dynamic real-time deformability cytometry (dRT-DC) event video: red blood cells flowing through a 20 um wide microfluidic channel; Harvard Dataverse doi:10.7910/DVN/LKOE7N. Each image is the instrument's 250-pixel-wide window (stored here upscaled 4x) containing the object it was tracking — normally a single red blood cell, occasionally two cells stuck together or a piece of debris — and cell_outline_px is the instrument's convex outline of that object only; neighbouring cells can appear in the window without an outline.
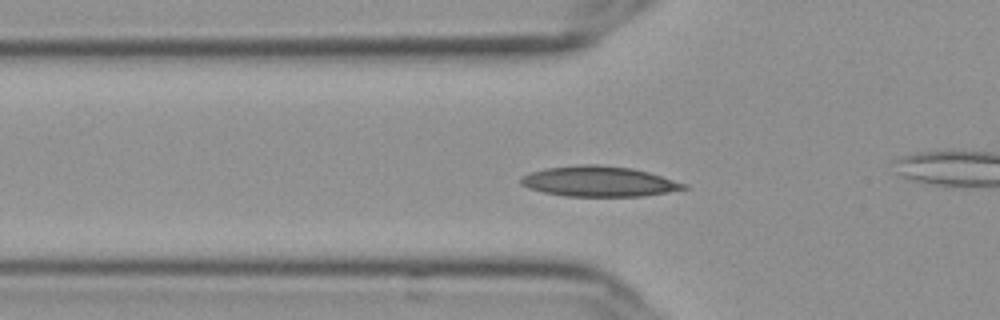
{"species": "Egyptian fruit bat (a non-hibernating species)", "species_latin": "Rousettus aegyptiacus", "temperature_condition": "cold", "stored_images_in_passage": 53, "segment_of_instrument_passage": [1, 2], "camera_frame_rate_fps": 3000, "um_per_image_px": 0.085, "frame": {"image": 1, "passage_image": 15, "time_ms": 4.667, "image_size_px": [1000, 320], "cell_outline_px": [[688, 188], [668, 192], [644, 196], [564, 196], [544, 192], [528, 188], [520, 184], [520, 176], [544, 168], [580, 164], [596, 164], [632, 168], [648, 172], [688, 184]], "centroid_in_image_um": [50.89, 15.42], "position_along_channel_um": 74.9, "area_um2": 28.9}}
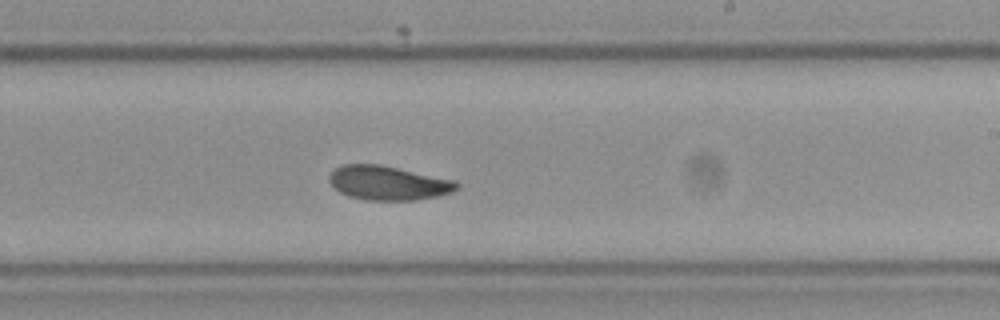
{"frame": {"image": 2, "passage_image": 30, "time_ms": 9.667, "image_size_px": [1000, 320], "cell_outline_px": [[460, 188], [452, 192], [436, 196], [416, 200], [364, 200], [348, 196], [340, 192], [328, 180], [328, 176], [336, 168], [344, 164], [380, 164], [456, 180], [460, 184]], "centroid_in_image_um": [33.02, 15.55], "position_along_channel_um": 256.0, "area_um2": 25.49}}
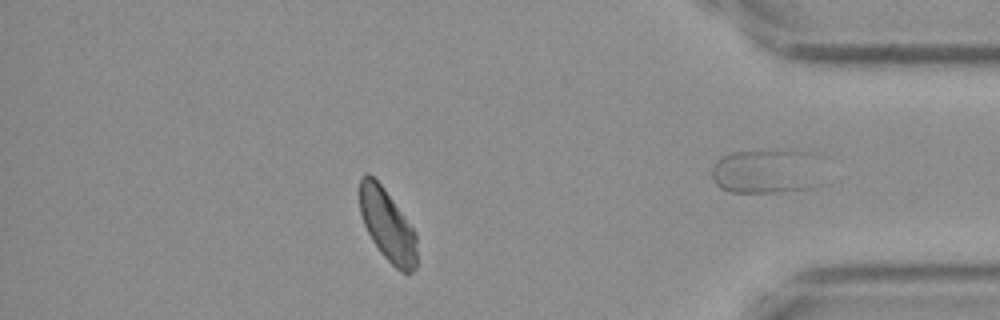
{"frame": {"image": 3, "passage_image": 45, "time_ms": 14.667, "image_size_px": [1000, 320], "cell_outline_px": [[416, 268], [412, 272], [400, 272], [380, 252], [372, 240], [364, 224], [360, 212], [360, 176], [364, 172], [368, 172], [384, 188], [416, 232]], "centroid_in_image_um": [32.92, 19.13], "position_along_channel_um": 402.3, "area_um2": 23.81}}